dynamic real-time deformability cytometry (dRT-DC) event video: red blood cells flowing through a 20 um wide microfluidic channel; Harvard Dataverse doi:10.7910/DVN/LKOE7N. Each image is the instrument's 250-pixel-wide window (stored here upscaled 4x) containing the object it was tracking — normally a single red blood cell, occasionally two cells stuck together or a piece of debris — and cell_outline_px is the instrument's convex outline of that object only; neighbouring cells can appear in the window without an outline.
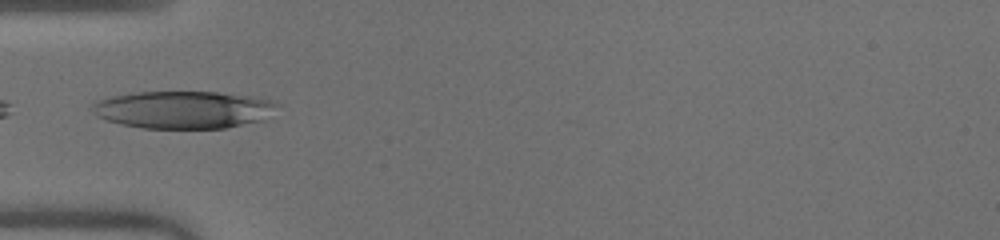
{"species": "human", "species_latin": "Homo sapiens", "temperature_condition": "warm", "stored_images_in_passage": 35, "camera_frame_rate_fps": 3000, "um_per_image_px": 0.085, "donor": {"sex": "male"}, "frame": {"image": 1, "passage_image": 3, "time_ms": 0.667, "image_size_px": [1000, 240], "cell_outline_px": [[280, 104], [264, 120], [224, 128], [144, 128], [120, 124], [96, 116], [92, 112], [92, 104], [96, 100], [112, 96], [132, 92], [216, 92], [252, 96], [272, 100]], "centroid_in_image_um": [15.58, 9.32], "position_along_channel_um": 69.4, "area_um2": 40.52}}
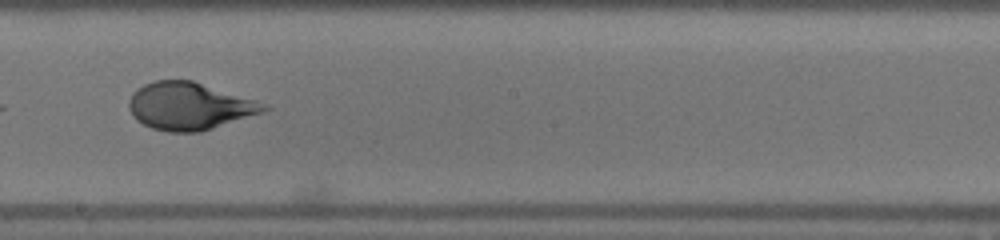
{"frame": {"image": 2, "passage_image": 15, "time_ms": 4.667, "image_size_px": [1000, 240], "cell_outline_px": [[272, 108], [264, 112], [200, 132], [168, 132], [152, 128], [136, 120], [128, 108], [128, 100], [132, 92], [144, 84], [156, 80], [192, 80], [256, 100]], "centroid_in_image_um": [16.08, 9.02], "position_along_channel_um": 232.1, "area_um2": 37.28}}
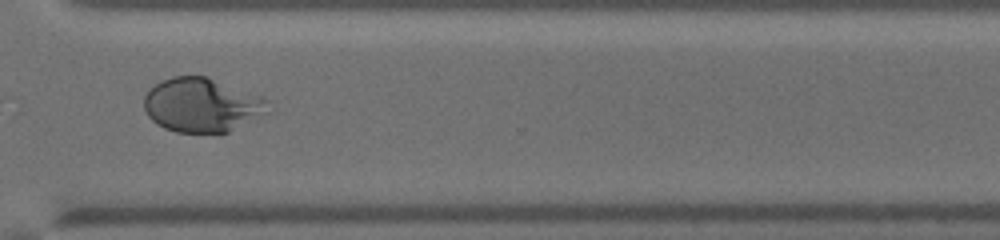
{"frame": {"image": 3, "passage_image": 24, "time_ms": 7.667, "image_size_px": [1000, 240], "cell_outline_px": [[268, 112], [228, 132], [176, 132], [164, 128], [156, 124], [148, 116], [144, 108], [144, 96], [160, 80], [172, 76], [204, 76], [260, 96], [268, 100]], "centroid_in_image_um": [17.12, 8.93], "position_along_channel_um": 353.5, "area_um2": 38.61}, "authors_computed_cell_mechanics": {"area_um2": 37.6856, "velocity_mm_per_s": 4.0463, "shape_relaxation_time_tau1_ms": 4.0586, "shape_relaxation_time_tau2_ms": null, "deformation_change_tau1": 0.2175, "deformation_change_tau2": null}}